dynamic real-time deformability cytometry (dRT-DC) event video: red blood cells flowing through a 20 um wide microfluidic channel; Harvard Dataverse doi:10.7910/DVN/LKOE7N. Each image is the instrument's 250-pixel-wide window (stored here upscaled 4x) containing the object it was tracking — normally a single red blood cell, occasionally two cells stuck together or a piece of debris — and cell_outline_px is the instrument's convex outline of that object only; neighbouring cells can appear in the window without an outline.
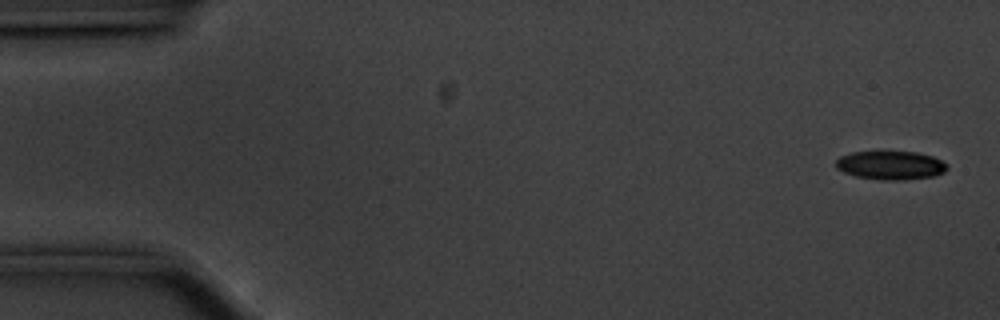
{"species": "common noctule bat (a hibernating species)", "species_latin": "Nyctalus noctula", "temperature_condition": "cold", "stored_images_in_passage": 56, "camera_frame_rate_fps": 3000, "um_per_image_px": 0.085, "animal": {"sex": "male", "body_mass_g": 20.1, "forearm_length_mm": 53.5}, "frame": {"image": 1, "passage_image": 2, "time_ms": 0.333, "image_size_px": [1000, 320], "cell_outline_px": [[948, 168], [944, 172], [932, 176], [904, 180], [884, 180], [856, 176], [844, 172], [836, 168], [836, 160], [840, 156], [852, 152], [916, 152], [932, 156], [948, 164]], "centroid_in_image_um": [75.7, 14.05], "position_along_channel_um": 9.3, "area_um2": 18.44}}
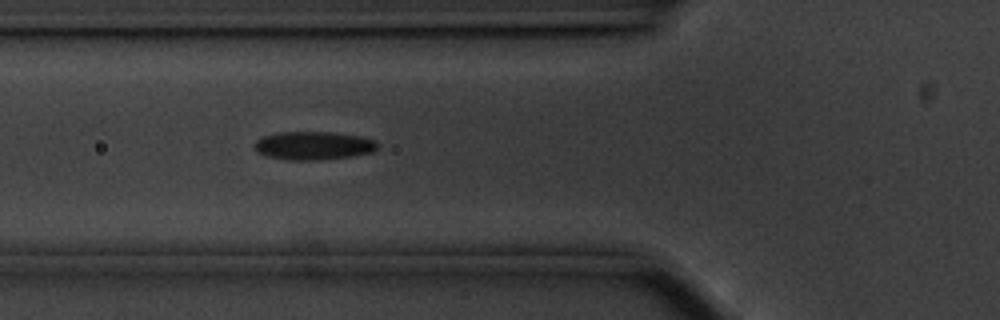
{"frame": {"image": 2, "passage_image": 20, "time_ms": 6.333, "image_size_px": [1000, 320], "cell_outline_px": [[376, 148], [372, 152], [352, 156], [316, 160], [288, 160], [268, 156], [256, 152], [252, 144], [256, 140], [264, 136], [280, 132], [336, 132], [360, 136], [376, 140]], "centroid_in_image_um": [26.61, 12.37], "position_along_channel_um": 99.2, "area_um2": 20.35}}
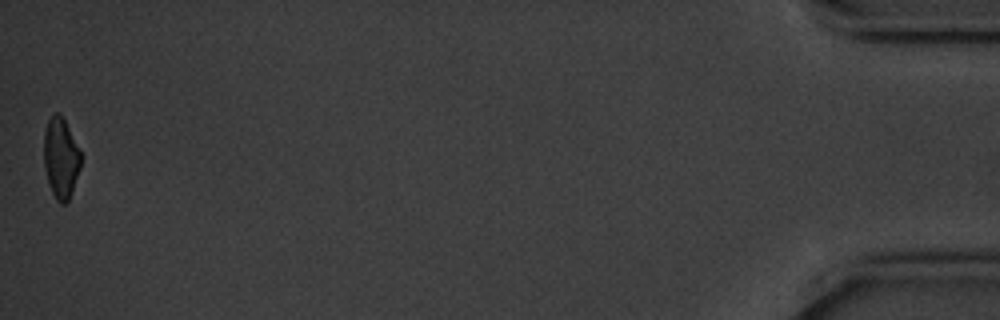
{"frame": {"image": 3, "passage_image": 56, "time_ms": 18.333, "image_size_px": [1000, 320], "cell_outline_px": [[80, 168], [72, 192], [68, 200], [64, 204], [60, 204], [56, 200], [48, 184], [44, 168], [44, 132], [48, 120], [56, 112], [60, 112], [80, 152]], "centroid_in_image_um": [5.15, 13.46], "position_along_channel_um": 430.1, "area_um2": 17.17}, "authors_computed_cell_mechanics": {"area_um2": 19.3919, "velocity_mm_per_s": 3.5551, "shape_relaxation_time_tau1_ms": 5.0695, "shape_relaxation_time_tau2_ms": 4.0264, "deformation_change_tau1": 0.1201, "deformation_change_tau2": 0.1066}}